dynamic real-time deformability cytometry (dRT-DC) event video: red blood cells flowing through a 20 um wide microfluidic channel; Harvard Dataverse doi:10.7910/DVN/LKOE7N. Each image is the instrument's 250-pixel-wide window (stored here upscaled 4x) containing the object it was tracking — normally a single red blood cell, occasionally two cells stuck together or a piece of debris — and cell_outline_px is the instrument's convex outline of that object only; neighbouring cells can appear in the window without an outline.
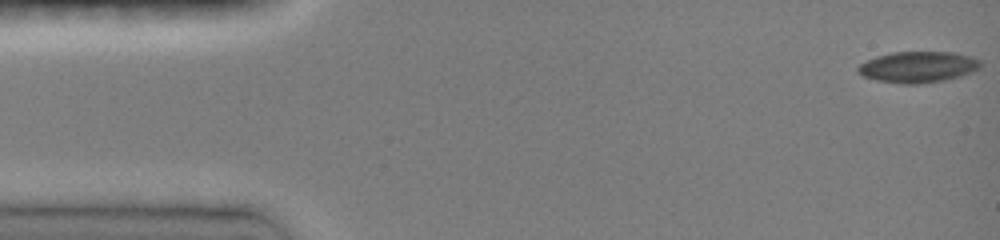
{"species": "common noctule bat (a hibernating species)", "species_latin": "Nyctalus noctula", "temperature_condition": "room temperature", "stored_images_in_passage": 95, "camera_frame_rate_fps": 3000, "um_per_image_px": 0.085, "animal": {"sex": "female", "body_mass_g": 19.0, "forearm_length_mm": 51.5}, "frame": {"image": 1, "passage_image": 1, "time_ms": 0.0, "image_size_px": [1000, 240], "cell_outline_px": [[980, 68], [972, 72], [960, 76], [944, 80], [916, 84], [900, 84], [876, 80], [864, 76], [856, 72], [856, 68], [860, 64], [876, 56], [892, 52], [952, 52], [968, 56], [980, 60]], "centroid_in_image_um": [78.0, 5.7], "position_along_channel_um": 7.0, "area_um2": 22.14}}
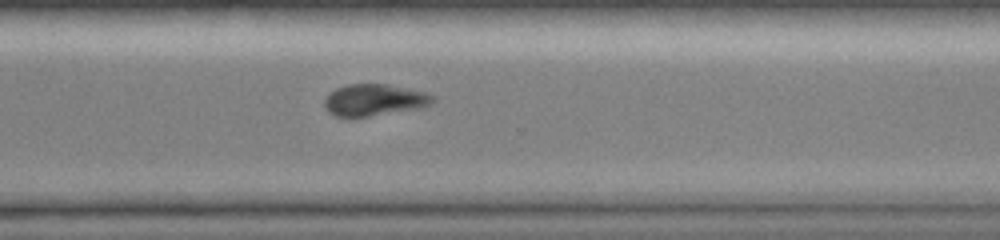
{"frame": {"image": 2, "passage_image": 73, "time_ms": 11.0, "image_size_px": [1000, 240], "cell_outline_px": [[436, 100], [432, 104], [420, 108], [368, 116], [336, 116], [328, 112], [324, 104], [324, 100], [336, 88], [348, 84], [388, 84], [424, 92], [436, 96]], "centroid_in_image_um": [31.86, 8.49], "position_along_channel_um": 338.7, "area_um2": 19.83}}
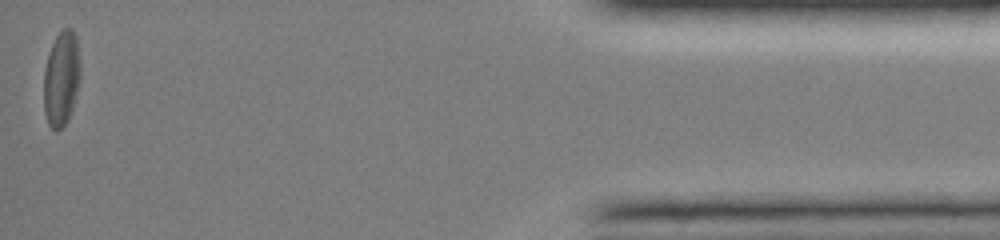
{"frame": {"image": 3, "passage_image": 94, "time_ms": 15.0, "image_size_px": [1000, 240], "cell_outline_px": [[80, 80], [72, 108], [68, 120], [56, 132], [48, 124], [44, 112], [44, 68], [48, 52], [60, 28], [72, 28], [76, 36], [80, 60]], "centroid_in_image_um": [5.21, 6.64], "position_along_channel_um": 430.0, "area_um2": 20.52}, "authors_computed_cell_mechanics": {"area_um2": 21.5016, "velocity_mm_per_s": 4.1206, "shape_relaxation_time_tau1_ms": 3.2213, "shape_relaxation_time_tau2_ms": null, "deformation_change_tau1": 0.1044, "deformation_change_tau2": null}}